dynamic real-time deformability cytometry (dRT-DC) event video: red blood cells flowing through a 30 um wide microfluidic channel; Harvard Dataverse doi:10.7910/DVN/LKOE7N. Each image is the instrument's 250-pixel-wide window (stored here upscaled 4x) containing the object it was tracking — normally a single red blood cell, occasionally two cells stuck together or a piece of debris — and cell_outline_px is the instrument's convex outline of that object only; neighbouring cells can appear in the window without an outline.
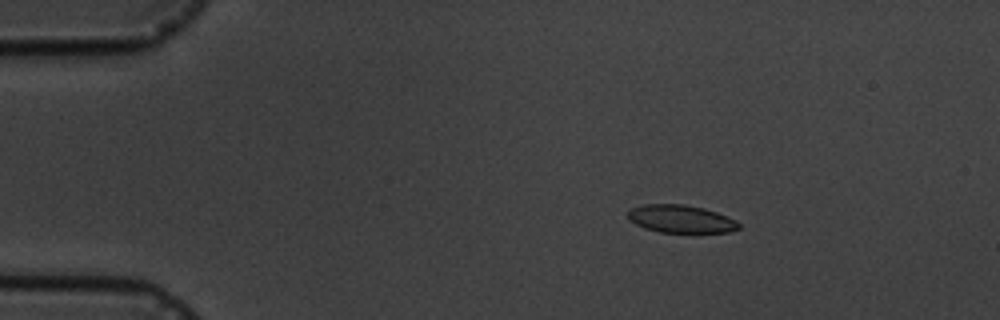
{"species": "common noctule bat (a hibernating species)", "species_latin": "Nyctalus noctula", "temperature_condition": "cold", "stored_images_in_passage": 4, "camera_frame_rate_fps": 3000, "um_per_image_px": 0.085, "animal": {"sex": "male", "body_mass_g": 19.5, "forearm_length_mm": 54.6}, "frame": {"image": 1, "passage_image": 2, "time_ms": 1.333, "image_size_px": [1000, 320], "cell_outline_px": [[740, 228], [728, 232], [660, 232], [644, 228], [628, 220], [628, 212], [632, 208], [644, 204], [684, 204], [704, 208], [728, 216], [736, 220], [740, 224]], "centroid_in_image_um": [57.88, 18.6], "position_along_channel_um": 27.1, "area_um2": 17.98}}